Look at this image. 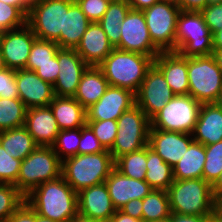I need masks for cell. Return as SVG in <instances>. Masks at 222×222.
Here are the masks:
<instances>
[{"label": "cell", "instance_id": "obj_1", "mask_svg": "<svg viewBox=\"0 0 222 222\" xmlns=\"http://www.w3.org/2000/svg\"><path fill=\"white\" fill-rule=\"evenodd\" d=\"M24 200L40 216L59 222H68L78 213L77 193L62 176L42 183Z\"/></svg>", "mask_w": 222, "mask_h": 222}, {"label": "cell", "instance_id": "obj_2", "mask_svg": "<svg viewBox=\"0 0 222 222\" xmlns=\"http://www.w3.org/2000/svg\"><path fill=\"white\" fill-rule=\"evenodd\" d=\"M153 63L154 59L150 56L114 48L98 67L109 86L136 93Z\"/></svg>", "mask_w": 222, "mask_h": 222}, {"label": "cell", "instance_id": "obj_3", "mask_svg": "<svg viewBox=\"0 0 222 222\" xmlns=\"http://www.w3.org/2000/svg\"><path fill=\"white\" fill-rule=\"evenodd\" d=\"M65 159L62 160L61 176L76 193L104 183L115 164L107 149L101 153L78 154Z\"/></svg>", "mask_w": 222, "mask_h": 222}, {"label": "cell", "instance_id": "obj_4", "mask_svg": "<svg viewBox=\"0 0 222 222\" xmlns=\"http://www.w3.org/2000/svg\"><path fill=\"white\" fill-rule=\"evenodd\" d=\"M171 212L187 215H213L212 185L203 178L174 180L167 190Z\"/></svg>", "mask_w": 222, "mask_h": 222}, {"label": "cell", "instance_id": "obj_5", "mask_svg": "<svg viewBox=\"0 0 222 222\" xmlns=\"http://www.w3.org/2000/svg\"><path fill=\"white\" fill-rule=\"evenodd\" d=\"M61 168L62 161L52 146H38L22 160L15 186L25 197L42 183L58 179Z\"/></svg>", "mask_w": 222, "mask_h": 222}, {"label": "cell", "instance_id": "obj_6", "mask_svg": "<svg viewBox=\"0 0 222 222\" xmlns=\"http://www.w3.org/2000/svg\"><path fill=\"white\" fill-rule=\"evenodd\" d=\"M176 52L187 58L212 55V33L200 12H180L177 19Z\"/></svg>", "mask_w": 222, "mask_h": 222}, {"label": "cell", "instance_id": "obj_7", "mask_svg": "<svg viewBox=\"0 0 222 222\" xmlns=\"http://www.w3.org/2000/svg\"><path fill=\"white\" fill-rule=\"evenodd\" d=\"M150 128V119L137 105L124 112L117 119V136L109 149L113 160L147 146Z\"/></svg>", "mask_w": 222, "mask_h": 222}, {"label": "cell", "instance_id": "obj_8", "mask_svg": "<svg viewBox=\"0 0 222 222\" xmlns=\"http://www.w3.org/2000/svg\"><path fill=\"white\" fill-rule=\"evenodd\" d=\"M189 95L201 104L215 103L222 91V71L210 56L187 58Z\"/></svg>", "mask_w": 222, "mask_h": 222}, {"label": "cell", "instance_id": "obj_9", "mask_svg": "<svg viewBox=\"0 0 222 222\" xmlns=\"http://www.w3.org/2000/svg\"><path fill=\"white\" fill-rule=\"evenodd\" d=\"M75 0H32L27 25L37 39L56 41L64 32L65 11Z\"/></svg>", "mask_w": 222, "mask_h": 222}, {"label": "cell", "instance_id": "obj_10", "mask_svg": "<svg viewBox=\"0 0 222 222\" xmlns=\"http://www.w3.org/2000/svg\"><path fill=\"white\" fill-rule=\"evenodd\" d=\"M201 105L191 95H175L150 119V129L192 134Z\"/></svg>", "mask_w": 222, "mask_h": 222}, {"label": "cell", "instance_id": "obj_11", "mask_svg": "<svg viewBox=\"0 0 222 222\" xmlns=\"http://www.w3.org/2000/svg\"><path fill=\"white\" fill-rule=\"evenodd\" d=\"M142 12L153 44L161 52L176 51L179 6L158 1Z\"/></svg>", "mask_w": 222, "mask_h": 222}, {"label": "cell", "instance_id": "obj_12", "mask_svg": "<svg viewBox=\"0 0 222 222\" xmlns=\"http://www.w3.org/2000/svg\"><path fill=\"white\" fill-rule=\"evenodd\" d=\"M120 50L137 52L152 57L161 52L152 42L142 11L130 9L121 23Z\"/></svg>", "mask_w": 222, "mask_h": 222}, {"label": "cell", "instance_id": "obj_13", "mask_svg": "<svg viewBox=\"0 0 222 222\" xmlns=\"http://www.w3.org/2000/svg\"><path fill=\"white\" fill-rule=\"evenodd\" d=\"M174 96L175 94L163 74L153 65L147 71L143 82L135 93V105L140 107L151 119Z\"/></svg>", "mask_w": 222, "mask_h": 222}, {"label": "cell", "instance_id": "obj_14", "mask_svg": "<svg viewBox=\"0 0 222 222\" xmlns=\"http://www.w3.org/2000/svg\"><path fill=\"white\" fill-rule=\"evenodd\" d=\"M135 105V93L109 86L102 97L86 109V121L117 120Z\"/></svg>", "mask_w": 222, "mask_h": 222}, {"label": "cell", "instance_id": "obj_15", "mask_svg": "<svg viewBox=\"0 0 222 222\" xmlns=\"http://www.w3.org/2000/svg\"><path fill=\"white\" fill-rule=\"evenodd\" d=\"M58 78L53 85L55 96L74 97L83 73L89 67L75 49L59 48Z\"/></svg>", "mask_w": 222, "mask_h": 222}, {"label": "cell", "instance_id": "obj_16", "mask_svg": "<svg viewBox=\"0 0 222 222\" xmlns=\"http://www.w3.org/2000/svg\"><path fill=\"white\" fill-rule=\"evenodd\" d=\"M25 27V28H24ZM37 37L26 24L22 30L0 32V48L6 68L24 69Z\"/></svg>", "mask_w": 222, "mask_h": 222}, {"label": "cell", "instance_id": "obj_17", "mask_svg": "<svg viewBox=\"0 0 222 222\" xmlns=\"http://www.w3.org/2000/svg\"><path fill=\"white\" fill-rule=\"evenodd\" d=\"M188 135L193 134L150 129L148 145L173 168L194 141L192 138L189 139Z\"/></svg>", "mask_w": 222, "mask_h": 222}, {"label": "cell", "instance_id": "obj_18", "mask_svg": "<svg viewBox=\"0 0 222 222\" xmlns=\"http://www.w3.org/2000/svg\"><path fill=\"white\" fill-rule=\"evenodd\" d=\"M16 84L19 99L27 109L49 106L55 96L50 83L25 68L16 70Z\"/></svg>", "mask_w": 222, "mask_h": 222}, {"label": "cell", "instance_id": "obj_19", "mask_svg": "<svg viewBox=\"0 0 222 222\" xmlns=\"http://www.w3.org/2000/svg\"><path fill=\"white\" fill-rule=\"evenodd\" d=\"M77 201L78 213L93 220L109 222L116 212L105 182L79 191Z\"/></svg>", "mask_w": 222, "mask_h": 222}, {"label": "cell", "instance_id": "obj_20", "mask_svg": "<svg viewBox=\"0 0 222 222\" xmlns=\"http://www.w3.org/2000/svg\"><path fill=\"white\" fill-rule=\"evenodd\" d=\"M153 65L163 74L175 95H189L187 57L176 51L160 52Z\"/></svg>", "mask_w": 222, "mask_h": 222}, {"label": "cell", "instance_id": "obj_21", "mask_svg": "<svg viewBox=\"0 0 222 222\" xmlns=\"http://www.w3.org/2000/svg\"><path fill=\"white\" fill-rule=\"evenodd\" d=\"M105 184L116 210H120L132 199H143L153 190L145 180L126 177L115 168L110 172Z\"/></svg>", "mask_w": 222, "mask_h": 222}, {"label": "cell", "instance_id": "obj_22", "mask_svg": "<svg viewBox=\"0 0 222 222\" xmlns=\"http://www.w3.org/2000/svg\"><path fill=\"white\" fill-rule=\"evenodd\" d=\"M113 49L100 24L91 22L75 51L88 66H99Z\"/></svg>", "mask_w": 222, "mask_h": 222}, {"label": "cell", "instance_id": "obj_23", "mask_svg": "<svg viewBox=\"0 0 222 222\" xmlns=\"http://www.w3.org/2000/svg\"><path fill=\"white\" fill-rule=\"evenodd\" d=\"M24 126L38 146H52L60 131L49 106L27 109Z\"/></svg>", "mask_w": 222, "mask_h": 222}, {"label": "cell", "instance_id": "obj_24", "mask_svg": "<svg viewBox=\"0 0 222 222\" xmlns=\"http://www.w3.org/2000/svg\"><path fill=\"white\" fill-rule=\"evenodd\" d=\"M194 133V141L205 146L222 140V110L215 103L201 105Z\"/></svg>", "mask_w": 222, "mask_h": 222}, {"label": "cell", "instance_id": "obj_25", "mask_svg": "<svg viewBox=\"0 0 222 222\" xmlns=\"http://www.w3.org/2000/svg\"><path fill=\"white\" fill-rule=\"evenodd\" d=\"M49 107L60 130L81 128L87 123L86 109L74 97L54 96Z\"/></svg>", "mask_w": 222, "mask_h": 222}, {"label": "cell", "instance_id": "obj_26", "mask_svg": "<svg viewBox=\"0 0 222 222\" xmlns=\"http://www.w3.org/2000/svg\"><path fill=\"white\" fill-rule=\"evenodd\" d=\"M108 87L103 71L98 66H89L81 77L74 98L87 109L102 97Z\"/></svg>", "mask_w": 222, "mask_h": 222}, {"label": "cell", "instance_id": "obj_27", "mask_svg": "<svg viewBox=\"0 0 222 222\" xmlns=\"http://www.w3.org/2000/svg\"><path fill=\"white\" fill-rule=\"evenodd\" d=\"M91 21L82 12L81 7L75 1L65 11L64 32L55 41L60 48L75 49Z\"/></svg>", "mask_w": 222, "mask_h": 222}, {"label": "cell", "instance_id": "obj_28", "mask_svg": "<svg viewBox=\"0 0 222 222\" xmlns=\"http://www.w3.org/2000/svg\"><path fill=\"white\" fill-rule=\"evenodd\" d=\"M205 160V145L193 141L182 159L173 167L174 180L202 178Z\"/></svg>", "mask_w": 222, "mask_h": 222}, {"label": "cell", "instance_id": "obj_29", "mask_svg": "<svg viewBox=\"0 0 222 222\" xmlns=\"http://www.w3.org/2000/svg\"><path fill=\"white\" fill-rule=\"evenodd\" d=\"M0 144L7 154L20 160L38 147L25 126L0 131Z\"/></svg>", "mask_w": 222, "mask_h": 222}, {"label": "cell", "instance_id": "obj_30", "mask_svg": "<svg viewBox=\"0 0 222 222\" xmlns=\"http://www.w3.org/2000/svg\"><path fill=\"white\" fill-rule=\"evenodd\" d=\"M145 181L155 190L167 191L174 181L173 168L147 145Z\"/></svg>", "mask_w": 222, "mask_h": 222}, {"label": "cell", "instance_id": "obj_31", "mask_svg": "<svg viewBox=\"0 0 222 222\" xmlns=\"http://www.w3.org/2000/svg\"><path fill=\"white\" fill-rule=\"evenodd\" d=\"M131 9L127 0H118L110 2L107 11L103 17L98 21L104 30L109 42L115 48L120 42L121 36V23L125 16Z\"/></svg>", "mask_w": 222, "mask_h": 222}, {"label": "cell", "instance_id": "obj_32", "mask_svg": "<svg viewBox=\"0 0 222 222\" xmlns=\"http://www.w3.org/2000/svg\"><path fill=\"white\" fill-rule=\"evenodd\" d=\"M142 209L143 222H156L169 218L171 211L167 191L153 189L143 198Z\"/></svg>", "mask_w": 222, "mask_h": 222}, {"label": "cell", "instance_id": "obj_33", "mask_svg": "<svg viewBox=\"0 0 222 222\" xmlns=\"http://www.w3.org/2000/svg\"><path fill=\"white\" fill-rule=\"evenodd\" d=\"M147 146L131 152L115 160L114 168L126 177L145 180L147 171Z\"/></svg>", "mask_w": 222, "mask_h": 222}, {"label": "cell", "instance_id": "obj_34", "mask_svg": "<svg viewBox=\"0 0 222 222\" xmlns=\"http://www.w3.org/2000/svg\"><path fill=\"white\" fill-rule=\"evenodd\" d=\"M26 111L20 99L0 98V131L24 126Z\"/></svg>", "mask_w": 222, "mask_h": 222}, {"label": "cell", "instance_id": "obj_35", "mask_svg": "<svg viewBox=\"0 0 222 222\" xmlns=\"http://www.w3.org/2000/svg\"><path fill=\"white\" fill-rule=\"evenodd\" d=\"M59 48L54 41L36 39L32 45L25 69L35 72L39 65L51 62V58L56 55Z\"/></svg>", "mask_w": 222, "mask_h": 222}, {"label": "cell", "instance_id": "obj_36", "mask_svg": "<svg viewBox=\"0 0 222 222\" xmlns=\"http://www.w3.org/2000/svg\"><path fill=\"white\" fill-rule=\"evenodd\" d=\"M205 153L202 178L212 185L222 172V140L205 146Z\"/></svg>", "mask_w": 222, "mask_h": 222}, {"label": "cell", "instance_id": "obj_37", "mask_svg": "<svg viewBox=\"0 0 222 222\" xmlns=\"http://www.w3.org/2000/svg\"><path fill=\"white\" fill-rule=\"evenodd\" d=\"M23 202L24 196L15 185L0 183V222H6Z\"/></svg>", "mask_w": 222, "mask_h": 222}, {"label": "cell", "instance_id": "obj_38", "mask_svg": "<svg viewBox=\"0 0 222 222\" xmlns=\"http://www.w3.org/2000/svg\"><path fill=\"white\" fill-rule=\"evenodd\" d=\"M80 138L81 128L59 131L52 148L61 161L62 156H60V152L65 153V157L67 156L66 158L78 155ZM56 148L59 149V151H57Z\"/></svg>", "mask_w": 222, "mask_h": 222}, {"label": "cell", "instance_id": "obj_39", "mask_svg": "<svg viewBox=\"0 0 222 222\" xmlns=\"http://www.w3.org/2000/svg\"><path fill=\"white\" fill-rule=\"evenodd\" d=\"M27 24V15L19 8L0 1V32L15 30Z\"/></svg>", "mask_w": 222, "mask_h": 222}, {"label": "cell", "instance_id": "obj_40", "mask_svg": "<svg viewBox=\"0 0 222 222\" xmlns=\"http://www.w3.org/2000/svg\"><path fill=\"white\" fill-rule=\"evenodd\" d=\"M22 160L11 157L0 144V183L15 185Z\"/></svg>", "mask_w": 222, "mask_h": 222}, {"label": "cell", "instance_id": "obj_41", "mask_svg": "<svg viewBox=\"0 0 222 222\" xmlns=\"http://www.w3.org/2000/svg\"><path fill=\"white\" fill-rule=\"evenodd\" d=\"M103 147L109 150L117 136V120L87 121Z\"/></svg>", "mask_w": 222, "mask_h": 222}, {"label": "cell", "instance_id": "obj_42", "mask_svg": "<svg viewBox=\"0 0 222 222\" xmlns=\"http://www.w3.org/2000/svg\"><path fill=\"white\" fill-rule=\"evenodd\" d=\"M106 149L95 136L93 130L86 123L81 127V138L79 141L78 154L101 153Z\"/></svg>", "mask_w": 222, "mask_h": 222}, {"label": "cell", "instance_id": "obj_43", "mask_svg": "<svg viewBox=\"0 0 222 222\" xmlns=\"http://www.w3.org/2000/svg\"><path fill=\"white\" fill-rule=\"evenodd\" d=\"M0 98L19 99L15 69L5 68L0 71Z\"/></svg>", "mask_w": 222, "mask_h": 222}, {"label": "cell", "instance_id": "obj_44", "mask_svg": "<svg viewBox=\"0 0 222 222\" xmlns=\"http://www.w3.org/2000/svg\"><path fill=\"white\" fill-rule=\"evenodd\" d=\"M91 22H98L107 11L108 0H75Z\"/></svg>", "mask_w": 222, "mask_h": 222}, {"label": "cell", "instance_id": "obj_45", "mask_svg": "<svg viewBox=\"0 0 222 222\" xmlns=\"http://www.w3.org/2000/svg\"><path fill=\"white\" fill-rule=\"evenodd\" d=\"M200 13L212 35L222 29V3L207 5Z\"/></svg>", "mask_w": 222, "mask_h": 222}, {"label": "cell", "instance_id": "obj_46", "mask_svg": "<svg viewBox=\"0 0 222 222\" xmlns=\"http://www.w3.org/2000/svg\"><path fill=\"white\" fill-rule=\"evenodd\" d=\"M35 73L42 80L50 83L53 86L59 73L57 53L53 58H51V62L39 65V68L35 71Z\"/></svg>", "mask_w": 222, "mask_h": 222}, {"label": "cell", "instance_id": "obj_47", "mask_svg": "<svg viewBox=\"0 0 222 222\" xmlns=\"http://www.w3.org/2000/svg\"><path fill=\"white\" fill-rule=\"evenodd\" d=\"M6 222H36V212L24 200Z\"/></svg>", "mask_w": 222, "mask_h": 222}, {"label": "cell", "instance_id": "obj_48", "mask_svg": "<svg viewBox=\"0 0 222 222\" xmlns=\"http://www.w3.org/2000/svg\"><path fill=\"white\" fill-rule=\"evenodd\" d=\"M213 215H187L171 212L170 222H210Z\"/></svg>", "mask_w": 222, "mask_h": 222}, {"label": "cell", "instance_id": "obj_49", "mask_svg": "<svg viewBox=\"0 0 222 222\" xmlns=\"http://www.w3.org/2000/svg\"><path fill=\"white\" fill-rule=\"evenodd\" d=\"M142 205L143 199H132L131 201L126 203L120 210L123 213L128 214L129 216L142 220Z\"/></svg>", "mask_w": 222, "mask_h": 222}, {"label": "cell", "instance_id": "obj_50", "mask_svg": "<svg viewBox=\"0 0 222 222\" xmlns=\"http://www.w3.org/2000/svg\"><path fill=\"white\" fill-rule=\"evenodd\" d=\"M181 11L200 12L206 6V0H178Z\"/></svg>", "mask_w": 222, "mask_h": 222}, {"label": "cell", "instance_id": "obj_51", "mask_svg": "<svg viewBox=\"0 0 222 222\" xmlns=\"http://www.w3.org/2000/svg\"><path fill=\"white\" fill-rule=\"evenodd\" d=\"M131 9L143 11L151 7L154 3H157L158 0H127Z\"/></svg>", "mask_w": 222, "mask_h": 222}, {"label": "cell", "instance_id": "obj_52", "mask_svg": "<svg viewBox=\"0 0 222 222\" xmlns=\"http://www.w3.org/2000/svg\"><path fill=\"white\" fill-rule=\"evenodd\" d=\"M109 222H143L140 219L129 216L123 213L121 210H116L114 215L110 218Z\"/></svg>", "mask_w": 222, "mask_h": 222}, {"label": "cell", "instance_id": "obj_53", "mask_svg": "<svg viewBox=\"0 0 222 222\" xmlns=\"http://www.w3.org/2000/svg\"><path fill=\"white\" fill-rule=\"evenodd\" d=\"M6 4L19 7L26 15H28L32 0H0Z\"/></svg>", "mask_w": 222, "mask_h": 222}, {"label": "cell", "instance_id": "obj_54", "mask_svg": "<svg viewBox=\"0 0 222 222\" xmlns=\"http://www.w3.org/2000/svg\"><path fill=\"white\" fill-rule=\"evenodd\" d=\"M212 219L215 222H222V197L215 198V200H214Z\"/></svg>", "mask_w": 222, "mask_h": 222}, {"label": "cell", "instance_id": "obj_55", "mask_svg": "<svg viewBox=\"0 0 222 222\" xmlns=\"http://www.w3.org/2000/svg\"><path fill=\"white\" fill-rule=\"evenodd\" d=\"M214 198L222 197V172L217 180L212 184Z\"/></svg>", "mask_w": 222, "mask_h": 222}, {"label": "cell", "instance_id": "obj_56", "mask_svg": "<svg viewBox=\"0 0 222 222\" xmlns=\"http://www.w3.org/2000/svg\"><path fill=\"white\" fill-rule=\"evenodd\" d=\"M213 50L222 49V29L212 35Z\"/></svg>", "mask_w": 222, "mask_h": 222}, {"label": "cell", "instance_id": "obj_57", "mask_svg": "<svg viewBox=\"0 0 222 222\" xmlns=\"http://www.w3.org/2000/svg\"><path fill=\"white\" fill-rule=\"evenodd\" d=\"M68 222H107V221L93 220L89 217H86V216H83V215L77 213Z\"/></svg>", "mask_w": 222, "mask_h": 222}, {"label": "cell", "instance_id": "obj_58", "mask_svg": "<svg viewBox=\"0 0 222 222\" xmlns=\"http://www.w3.org/2000/svg\"><path fill=\"white\" fill-rule=\"evenodd\" d=\"M212 56L215 58L218 67L222 71V49L213 50Z\"/></svg>", "mask_w": 222, "mask_h": 222}, {"label": "cell", "instance_id": "obj_59", "mask_svg": "<svg viewBox=\"0 0 222 222\" xmlns=\"http://www.w3.org/2000/svg\"><path fill=\"white\" fill-rule=\"evenodd\" d=\"M36 222H59L55 220H51L49 218H45L36 213Z\"/></svg>", "mask_w": 222, "mask_h": 222}, {"label": "cell", "instance_id": "obj_60", "mask_svg": "<svg viewBox=\"0 0 222 222\" xmlns=\"http://www.w3.org/2000/svg\"><path fill=\"white\" fill-rule=\"evenodd\" d=\"M215 104L222 110V91L219 93Z\"/></svg>", "mask_w": 222, "mask_h": 222}, {"label": "cell", "instance_id": "obj_61", "mask_svg": "<svg viewBox=\"0 0 222 222\" xmlns=\"http://www.w3.org/2000/svg\"><path fill=\"white\" fill-rule=\"evenodd\" d=\"M6 68L4 60H3V56H2V52H1V48H0V71L4 70Z\"/></svg>", "mask_w": 222, "mask_h": 222}, {"label": "cell", "instance_id": "obj_62", "mask_svg": "<svg viewBox=\"0 0 222 222\" xmlns=\"http://www.w3.org/2000/svg\"><path fill=\"white\" fill-rule=\"evenodd\" d=\"M218 3H222V0H206V6L207 5L218 4Z\"/></svg>", "mask_w": 222, "mask_h": 222}, {"label": "cell", "instance_id": "obj_63", "mask_svg": "<svg viewBox=\"0 0 222 222\" xmlns=\"http://www.w3.org/2000/svg\"><path fill=\"white\" fill-rule=\"evenodd\" d=\"M160 2H167V3H171L174 5H178V0H158Z\"/></svg>", "mask_w": 222, "mask_h": 222}, {"label": "cell", "instance_id": "obj_64", "mask_svg": "<svg viewBox=\"0 0 222 222\" xmlns=\"http://www.w3.org/2000/svg\"><path fill=\"white\" fill-rule=\"evenodd\" d=\"M156 222H170V220H169V218H167V219L156 221Z\"/></svg>", "mask_w": 222, "mask_h": 222}]
</instances>
